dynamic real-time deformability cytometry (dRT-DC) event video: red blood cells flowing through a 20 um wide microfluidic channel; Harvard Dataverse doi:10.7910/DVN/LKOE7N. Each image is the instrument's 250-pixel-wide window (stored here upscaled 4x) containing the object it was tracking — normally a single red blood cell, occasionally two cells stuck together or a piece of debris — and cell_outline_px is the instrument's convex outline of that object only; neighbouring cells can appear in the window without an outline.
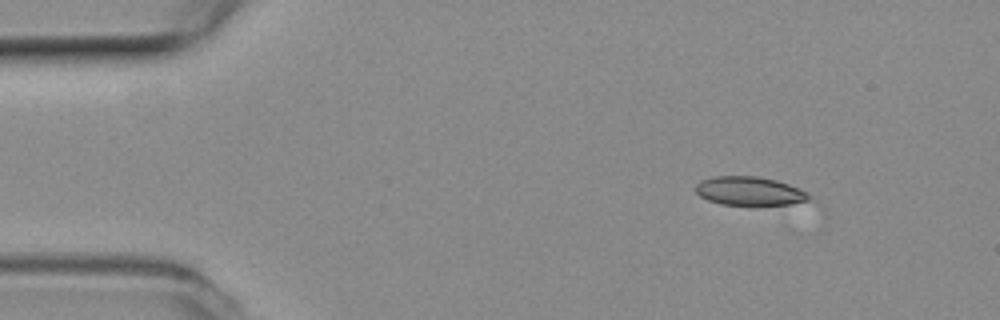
{"species": "common noctule bat (a hibernating species)", "species_latin": "Nyctalus noctula", "temperature_condition": "room temperature", "stored_images_in_passage": 3, "camera_frame_rate_fps": 3000, "um_per_image_px": 0.085, "animal": {"sex": "female", "body_mass_g": 19.3, "forearm_length_mm": 54.1}, "frame": {"image": 1, "passage_image": 1, "time_ms": 0.0, "image_size_px": [1000, 320], "cell_outline_px": [[812, 196], [808, 200], [788, 204], [720, 204], [708, 200], [700, 196], [696, 192], [696, 184], [700, 180], [716, 176], [756, 176], [776, 180], [800, 188]], "centroid_in_image_um": [63.69, 16.22], "position_along_channel_um": 21.3, "area_um2": 18.73}}